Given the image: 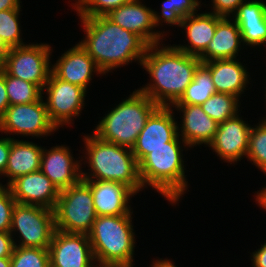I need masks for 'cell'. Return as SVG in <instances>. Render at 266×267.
<instances>
[{"label":"cell","mask_w":266,"mask_h":267,"mask_svg":"<svg viewBox=\"0 0 266 267\" xmlns=\"http://www.w3.org/2000/svg\"><path fill=\"white\" fill-rule=\"evenodd\" d=\"M162 45V47H161ZM201 60L174 46L153 44L147 48L140 66L148 72L149 84L138 90L158 106L171 107L176 103L194 78Z\"/></svg>","instance_id":"obj_1"},{"label":"cell","mask_w":266,"mask_h":267,"mask_svg":"<svg viewBox=\"0 0 266 267\" xmlns=\"http://www.w3.org/2000/svg\"><path fill=\"white\" fill-rule=\"evenodd\" d=\"M85 35L80 45L106 75L135 60L141 64L149 45L138 35L106 16L79 18Z\"/></svg>","instance_id":"obj_2"},{"label":"cell","mask_w":266,"mask_h":267,"mask_svg":"<svg viewBox=\"0 0 266 267\" xmlns=\"http://www.w3.org/2000/svg\"><path fill=\"white\" fill-rule=\"evenodd\" d=\"M85 162L91 172H83V180L114 181L128 186L135 194L142 191L139 164L130 148L99 139L94 134L83 137ZM142 189V190H141Z\"/></svg>","instance_id":"obj_3"},{"label":"cell","mask_w":266,"mask_h":267,"mask_svg":"<svg viewBox=\"0 0 266 267\" xmlns=\"http://www.w3.org/2000/svg\"><path fill=\"white\" fill-rule=\"evenodd\" d=\"M179 138L177 135L169 142V147L151 150L139 163L143 188L152 187L173 205L179 203L180 197H183L189 188L182 154L184 149H181V147L188 149L189 146Z\"/></svg>","instance_id":"obj_4"},{"label":"cell","mask_w":266,"mask_h":267,"mask_svg":"<svg viewBox=\"0 0 266 267\" xmlns=\"http://www.w3.org/2000/svg\"><path fill=\"white\" fill-rule=\"evenodd\" d=\"M159 106L138 89L108 111L93 134L99 139L132 149L147 119Z\"/></svg>","instance_id":"obj_5"},{"label":"cell","mask_w":266,"mask_h":267,"mask_svg":"<svg viewBox=\"0 0 266 267\" xmlns=\"http://www.w3.org/2000/svg\"><path fill=\"white\" fill-rule=\"evenodd\" d=\"M132 214L97 216L88 234L96 263L133 265Z\"/></svg>","instance_id":"obj_6"},{"label":"cell","mask_w":266,"mask_h":267,"mask_svg":"<svg viewBox=\"0 0 266 267\" xmlns=\"http://www.w3.org/2000/svg\"><path fill=\"white\" fill-rule=\"evenodd\" d=\"M55 226L66 233L89 234L97 214L90 185L83 179L59 193L54 208Z\"/></svg>","instance_id":"obj_7"},{"label":"cell","mask_w":266,"mask_h":267,"mask_svg":"<svg viewBox=\"0 0 266 267\" xmlns=\"http://www.w3.org/2000/svg\"><path fill=\"white\" fill-rule=\"evenodd\" d=\"M51 46L29 43L3 50L2 69L10 76L38 85L42 90L52 71Z\"/></svg>","instance_id":"obj_8"},{"label":"cell","mask_w":266,"mask_h":267,"mask_svg":"<svg viewBox=\"0 0 266 267\" xmlns=\"http://www.w3.org/2000/svg\"><path fill=\"white\" fill-rule=\"evenodd\" d=\"M56 231L54 210L16 203L12 211L10 234L14 246L49 248ZM21 240H14L15 233Z\"/></svg>","instance_id":"obj_9"},{"label":"cell","mask_w":266,"mask_h":267,"mask_svg":"<svg viewBox=\"0 0 266 267\" xmlns=\"http://www.w3.org/2000/svg\"><path fill=\"white\" fill-rule=\"evenodd\" d=\"M42 96L29 104L9 106L0 118V132L9 135L47 137L58 130L50 121Z\"/></svg>","instance_id":"obj_10"},{"label":"cell","mask_w":266,"mask_h":267,"mask_svg":"<svg viewBox=\"0 0 266 267\" xmlns=\"http://www.w3.org/2000/svg\"><path fill=\"white\" fill-rule=\"evenodd\" d=\"M45 100L50 121L57 129L73 124L85 106L86 90L78 85L57 78L52 72L44 86Z\"/></svg>","instance_id":"obj_11"},{"label":"cell","mask_w":266,"mask_h":267,"mask_svg":"<svg viewBox=\"0 0 266 267\" xmlns=\"http://www.w3.org/2000/svg\"><path fill=\"white\" fill-rule=\"evenodd\" d=\"M172 107L159 106L147 119L145 127L132 147V153L138 164L151 152L159 147H169L178 135V123Z\"/></svg>","instance_id":"obj_12"},{"label":"cell","mask_w":266,"mask_h":267,"mask_svg":"<svg viewBox=\"0 0 266 267\" xmlns=\"http://www.w3.org/2000/svg\"><path fill=\"white\" fill-rule=\"evenodd\" d=\"M48 249L50 267H93L96 263L87 234L56 229Z\"/></svg>","instance_id":"obj_13"},{"label":"cell","mask_w":266,"mask_h":267,"mask_svg":"<svg viewBox=\"0 0 266 267\" xmlns=\"http://www.w3.org/2000/svg\"><path fill=\"white\" fill-rule=\"evenodd\" d=\"M106 17L141 37L149 46L164 40V30L162 33L155 28L154 10L146 7L141 0H131L117 9L111 10Z\"/></svg>","instance_id":"obj_14"},{"label":"cell","mask_w":266,"mask_h":267,"mask_svg":"<svg viewBox=\"0 0 266 267\" xmlns=\"http://www.w3.org/2000/svg\"><path fill=\"white\" fill-rule=\"evenodd\" d=\"M237 116L219 123L213 141L208 145L219 158L231 164L246 157L250 124Z\"/></svg>","instance_id":"obj_15"},{"label":"cell","mask_w":266,"mask_h":267,"mask_svg":"<svg viewBox=\"0 0 266 267\" xmlns=\"http://www.w3.org/2000/svg\"><path fill=\"white\" fill-rule=\"evenodd\" d=\"M16 203L54 210L60 191L41 171L19 176L9 185Z\"/></svg>","instance_id":"obj_16"},{"label":"cell","mask_w":266,"mask_h":267,"mask_svg":"<svg viewBox=\"0 0 266 267\" xmlns=\"http://www.w3.org/2000/svg\"><path fill=\"white\" fill-rule=\"evenodd\" d=\"M82 160H75L69 146L43 148L40 170L52 181L59 191L69 188L82 179Z\"/></svg>","instance_id":"obj_17"},{"label":"cell","mask_w":266,"mask_h":267,"mask_svg":"<svg viewBox=\"0 0 266 267\" xmlns=\"http://www.w3.org/2000/svg\"><path fill=\"white\" fill-rule=\"evenodd\" d=\"M57 78L87 91L94 73L104 75L87 51L77 43L58 58L51 71Z\"/></svg>","instance_id":"obj_18"},{"label":"cell","mask_w":266,"mask_h":267,"mask_svg":"<svg viewBox=\"0 0 266 267\" xmlns=\"http://www.w3.org/2000/svg\"><path fill=\"white\" fill-rule=\"evenodd\" d=\"M85 181L90 185L97 216L133 213L129 201L135 193L128 186L114 181Z\"/></svg>","instance_id":"obj_19"},{"label":"cell","mask_w":266,"mask_h":267,"mask_svg":"<svg viewBox=\"0 0 266 267\" xmlns=\"http://www.w3.org/2000/svg\"><path fill=\"white\" fill-rule=\"evenodd\" d=\"M172 107L183 115L182 125L179 128L178 124L177 128L178 135L189 148L202 144L206 147L213 141L219 124L203 111L201 105H172Z\"/></svg>","instance_id":"obj_20"},{"label":"cell","mask_w":266,"mask_h":267,"mask_svg":"<svg viewBox=\"0 0 266 267\" xmlns=\"http://www.w3.org/2000/svg\"><path fill=\"white\" fill-rule=\"evenodd\" d=\"M231 17L239 27L243 46L259 47L266 44V3L264 1L246 0Z\"/></svg>","instance_id":"obj_21"},{"label":"cell","mask_w":266,"mask_h":267,"mask_svg":"<svg viewBox=\"0 0 266 267\" xmlns=\"http://www.w3.org/2000/svg\"><path fill=\"white\" fill-rule=\"evenodd\" d=\"M223 17L210 12L193 13L182 18L180 28L186 30V39L190 45H176L179 50L199 57L207 48L212 40L217 23Z\"/></svg>","instance_id":"obj_22"},{"label":"cell","mask_w":266,"mask_h":267,"mask_svg":"<svg viewBox=\"0 0 266 267\" xmlns=\"http://www.w3.org/2000/svg\"><path fill=\"white\" fill-rule=\"evenodd\" d=\"M223 59L204 62L209 69L217 93H227L240 98L249 84V72L239 60Z\"/></svg>","instance_id":"obj_23"},{"label":"cell","mask_w":266,"mask_h":267,"mask_svg":"<svg viewBox=\"0 0 266 267\" xmlns=\"http://www.w3.org/2000/svg\"><path fill=\"white\" fill-rule=\"evenodd\" d=\"M243 45L238 25L232 18L223 17L218 23L212 40L198 57L202 63L214 60L235 59ZM240 49V50H239Z\"/></svg>","instance_id":"obj_24"},{"label":"cell","mask_w":266,"mask_h":267,"mask_svg":"<svg viewBox=\"0 0 266 267\" xmlns=\"http://www.w3.org/2000/svg\"><path fill=\"white\" fill-rule=\"evenodd\" d=\"M43 147L29 141L13 139L4 177L7 184L22 175L40 170Z\"/></svg>","instance_id":"obj_25"},{"label":"cell","mask_w":266,"mask_h":267,"mask_svg":"<svg viewBox=\"0 0 266 267\" xmlns=\"http://www.w3.org/2000/svg\"><path fill=\"white\" fill-rule=\"evenodd\" d=\"M217 93L209 69L201 63L195 71L192 82L185 89L181 98L173 105H202Z\"/></svg>","instance_id":"obj_26"},{"label":"cell","mask_w":266,"mask_h":267,"mask_svg":"<svg viewBox=\"0 0 266 267\" xmlns=\"http://www.w3.org/2000/svg\"><path fill=\"white\" fill-rule=\"evenodd\" d=\"M202 5L199 0H163L161 5V13L154 10L155 26L170 24V26H179L182 18L198 12L199 6Z\"/></svg>","instance_id":"obj_27"},{"label":"cell","mask_w":266,"mask_h":267,"mask_svg":"<svg viewBox=\"0 0 266 267\" xmlns=\"http://www.w3.org/2000/svg\"><path fill=\"white\" fill-rule=\"evenodd\" d=\"M240 98L227 93H215L202 105L203 111L218 124L239 114Z\"/></svg>","instance_id":"obj_28"},{"label":"cell","mask_w":266,"mask_h":267,"mask_svg":"<svg viewBox=\"0 0 266 267\" xmlns=\"http://www.w3.org/2000/svg\"><path fill=\"white\" fill-rule=\"evenodd\" d=\"M5 84L10 106L33 103L44 95L38 85L10 76L6 72Z\"/></svg>","instance_id":"obj_29"},{"label":"cell","mask_w":266,"mask_h":267,"mask_svg":"<svg viewBox=\"0 0 266 267\" xmlns=\"http://www.w3.org/2000/svg\"><path fill=\"white\" fill-rule=\"evenodd\" d=\"M20 9L0 11V48L6 50L25 45L20 29Z\"/></svg>","instance_id":"obj_30"},{"label":"cell","mask_w":266,"mask_h":267,"mask_svg":"<svg viewBox=\"0 0 266 267\" xmlns=\"http://www.w3.org/2000/svg\"><path fill=\"white\" fill-rule=\"evenodd\" d=\"M254 126L249 133L246 158L266 175V119H260Z\"/></svg>","instance_id":"obj_31"},{"label":"cell","mask_w":266,"mask_h":267,"mask_svg":"<svg viewBox=\"0 0 266 267\" xmlns=\"http://www.w3.org/2000/svg\"><path fill=\"white\" fill-rule=\"evenodd\" d=\"M11 267H50L48 248L14 246Z\"/></svg>","instance_id":"obj_32"},{"label":"cell","mask_w":266,"mask_h":267,"mask_svg":"<svg viewBox=\"0 0 266 267\" xmlns=\"http://www.w3.org/2000/svg\"><path fill=\"white\" fill-rule=\"evenodd\" d=\"M131 0H76L72 3L80 18L106 16L111 10L130 2Z\"/></svg>","instance_id":"obj_33"},{"label":"cell","mask_w":266,"mask_h":267,"mask_svg":"<svg viewBox=\"0 0 266 267\" xmlns=\"http://www.w3.org/2000/svg\"><path fill=\"white\" fill-rule=\"evenodd\" d=\"M16 204L7 185H0V232H10L12 211Z\"/></svg>","instance_id":"obj_34"},{"label":"cell","mask_w":266,"mask_h":267,"mask_svg":"<svg viewBox=\"0 0 266 267\" xmlns=\"http://www.w3.org/2000/svg\"><path fill=\"white\" fill-rule=\"evenodd\" d=\"M246 0H211L212 13L221 16L231 18L236 12L238 7Z\"/></svg>","instance_id":"obj_35"},{"label":"cell","mask_w":266,"mask_h":267,"mask_svg":"<svg viewBox=\"0 0 266 267\" xmlns=\"http://www.w3.org/2000/svg\"><path fill=\"white\" fill-rule=\"evenodd\" d=\"M14 138L15 137L11 138V136L10 137L6 136V138H3V136L0 137V177H2L5 173V169L8 162V156L11 148V141ZM0 185L3 184L0 182Z\"/></svg>","instance_id":"obj_36"},{"label":"cell","mask_w":266,"mask_h":267,"mask_svg":"<svg viewBox=\"0 0 266 267\" xmlns=\"http://www.w3.org/2000/svg\"><path fill=\"white\" fill-rule=\"evenodd\" d=\"M14 243L10 232H0V258L11 257Z\"/></svg>","instance_id":"obj_37"},{"label":"cell","mask_w":266,"mask_h":267,"mask_svg":"<svg viewBox=\"0 0 266 267\" xmlns=\"http://www.w3.org/2000/svg\"><path fill=\"white\" fill-rule=\"evenodd\" d=\"M10 106V102L7 96L6 84H5V71L0 70V118L5 113L6 109Z\"/></svg>","instance_id":"obj_38"},{"label":"cell","mask_w":266,"mask_h":267,"mask_svg":"<svg viewBox=\"0 0 266 267\" xmlns=\"http://www.w3.org/2000/svg\"><path fill=\"white\" fill-rule=\"evenodd\" d=\"M251 257L253 267H266V242L261 244L257 251L252 252Z\"/></svg>","instance_id":"obj_39"},{"label":"cell","mask_w":266,"mask_h":267,"mask_svg":"<svg viewBox=\"0 0 266 267\" xmlns=\"http://www.w3.org/2000/svg\"><path fill=\"white\" fill-rule=\"evenodd\" d=\"M20 0H0V11L9 9H21Z\"/></svg>","instance_id":"obj_40"},{"label":"cell","mask_w":266,"mask_h":267,"mask_svg":"<svg viewBox=\"0 0 266 267\" xmlns=\"http://www.w3.org/2000/svg\"><path fill=\"white\" fill-rule=\"evenodd\" d=\"M256 202H258V206L266 211V186L262 188V190L256 192Z\"/></svg>","instance_id":"obj_41"},{"label":"cell","mask_w":266,"mask_h":267,"mask_svg":"<svg viewBox=\"0 0 266 267\" xmlns=\"http://www.w3.org/2000/svg\"><path fill=\"white\" fill-rule=\"evenodd\" d=\"M151 264V267H177L176 265H174L175 263H173V261H171L170 259L153 260Z\"/></svg>","instance_id":"obj_42"},{"label":"cell","mask_w":266,"mask_h":267,"mask_svg":"<svg viewBox=\"0 0 266 267\" xmlns=\"http://www.w3.org/2000/svg\"><path fill=\"white\" fill-rule=\"evenodd\" d=\"M93 267H134V265H126V264H101L95 263Z\"/></svg>","instance_id":"obj_43"},{"label":"cell","mask_w":266,"mask_h":267,"mask_svg":"<svg viewBox=\"0 0 266 267\" xmlns=\"http://www.w3.org/2000/svg\"><path fill=\"white\" fill-rule=\"evenodd\" d=\"M0 267H11L10 257L0 258Z\"/></svg>","instance_id":"obj_44"},{"label":"cell","mask_w":266,"mask_h":267,"mask_svg":"<svg viewBox=\"0 0 266 267\" xmlns=\"http://www.w3.org/2000/svg\"><path fill=\"white\" fill-rule=\"evenodd\" d=\"M3 50L0 48V70L2 69Z\"/></svg>","instance_id":"obj_45"}]
</instances>
